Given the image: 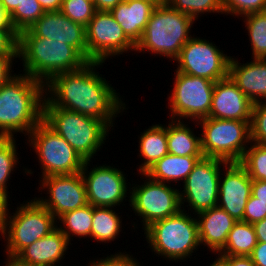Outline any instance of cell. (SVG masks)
<instances>
[{"label":"cell","instance_id":"obj_47","mask_svg":"<svg viewBox=\"0 0 266 266\" xmlns=\"http://www.w3.org/2000/svg\"><path fill=\"white\" fill-rule=\"evenodd\" d=\"M43 10L46 11H59L62 7L63 0H37Z\"/></svg>","mask_w":266,"mask_h":266},{"label":"cell","instance_id":"obj_49","mask_svg":"<svg viewBox=\"0 0 266 266\" xmlns=\"http://www.w3.org/2000/svg\"><path fill=\"white\" fill-rule=\"evenodd\" d=\"M21 1L22 0H0V4L4 11L10 15L17 6L20 5Z\"/></svg>","mask_w":266,"mask_h":266},{"label":"cell","instance_id":"obj_29","mask_svg":"<svg viewBox=\"0 0 266 266\" xmlns=\"http://www.w3.org/2000/svg\"><path fill=\"white\" fill-rule=\"evenodd\" d=\"M56 220H59L62 225L57 228L67 237L69 241L73 236L79 238L91 237L92 222H93V206L87 204L84 207L68 211ZM72 234V235H71Z\"/></svg>","mask_w":266,"mask_h":266},{"label":"cell","instance_id":"obj_43","mask_svg":"<svg viewBox=\"0 0 266 266\" xmlns=\"http://www.w3.org/2000/svg\"><path fill=\"white\" fill-rule=\"evenodd\" d=\"M226 266H255L250 256H223Z\"/></svg>","mask_w":266,"mask_h":266},{"label":"cell","instance_id":"obj_53","mask_svg":"<svg viewBox=\"0 0 266 266\" xmlns=\"http://www.w3.org/2000/svg\"><path fill=\"white\" fill-rule=\"evenodd\" d=\"M5 266H20L18 265L16 262H14L13 260H8L6 259L5 261Z\"/></svg>","mask_w":266,"mask_h":266},{"label":"cell","instance_id":"obj_31","mask_svg":"<svg viewBox=\"0 0 266 266\" xmlns=\"http://www.w3.org/2000/svg\"><path fill=\"white\" fill-rule=\"evenodd\" d=\"M45 13L37 0H22L20 5L9 15L13 30L19 35L31 26Z\"/></svg>","mask_w":266,"mask_h":266},{"label":"cell","instance_id":"obj_20","mask_svg":"<svg viewBox=\"0 0 266 266\" xmlns=\"http://www.w3.org/2000/svg\"><path fill=\"white\" fill-rule=\"evenodd\" d=\"M70 244L67 237L56 228L49 235L24 248L13 261L20 266H62L56 264L64 259Z\"/></svg>","mask_w":266,"mask_h":266},{"label":"cell","instance_id":"obj_36","mask_svg":"<svg viewBox=\"0 0 266 266\" xmlns=\"http://www.w3.org/2000/svg\"><path fill=\"white\" fill-rule=\"evenodd\" d=\"M250 139L257 144H266V100L254 103L250 121Z\"/></svg>","mask_w":266,"mask_h":266},{"label":"cell","instance_id":"obj_12","mask_svg":"<svg viewBox=\"0 0 266 266\" xmlns=\"http://www.w3.org/2000/svg\"><path fill=\"white\" fill-rule=\"evenodd\" d=\"M228 163L225 160L210 157H203L198 161L183 182V193L180 190L183 211H185L184 202L188 203V210L191 212L193 210L195 216L201 211L217 206L220 175Z\"/></svg>","mask_w":266,"mask_h":266},{"label":"cell","instance_id":"obj_37","mask_svg":"<svg viewBox=\"0 0 266 266\" xmlns=\"http://www.w3.org/2000/svg\"><path fill=\"white\" fill-rule=\"evenodd\" d=\"M224 14L243 15L266 11V0H222Z\"/></svg>","mask_w":266,"mask_h":266},{"label":"cell","instance_id":"obj_9","mask_svg":"<svg viewBox=\"0 0 266 266\" xmlns=\"http://www.w3.org/2000/svg\"><path fill=\"white\" fill-rule=\"evenodd\" d=\"M28 142L42 165V178L71 175L82 171L85 160L43 119L28 135Z\"/></svg>","mask_w":266,"mask_h":266},{"label":"cell","instance_id":"obj_52","mask_svg":"<svg viewBox=\"0 0 266 266\" xmlns=\"http://www.w3.org/2000/svg\"><path fill=\"white\" fill-rule=\"evenodd\" d=\"M152 2L155 6H161L167 4L168 0H146Z\"/></svg>","mask_w":266,"mask_h":266},{"label":"cell","instance_id":"obj_40","mask_svg":"<svg viewBox=\"0 0 266 266\" xmlns=\"http://www.w3.org/2000/svg\"><path fill=\"white\" fill-rule=\"evenodd\" d=\"M137 259L124 252H117L111 256H107L104 259H95L90 261L89 266H140Z\"/></svg>","mask_w":266,"mask_h":266},{"label":"cell","instance_id":"obj_39","mask_svg":"<svg viewBox=\"0 0 266 266\" xmlns=\"http://www.w3.org/2000/svg\"><path fill=\"white\" fill-rule=\"evenodd\" d=\"M0 56H18V34L13 29H0Z\"/></svg>","mask_w":266,"mask_h":266},{"label":"cell","instance_id":"obj_28","mask_svg":"<svg viewBox=\"0 0 266 266\" xmlns=\"http://www.w3.org/2000/svg\"><path fill=\"white\" fill-rule=\"evenodd\" d=\"M114 209L112 207L93 206L91 239L107 243L118 237L122 228V219Z\"/></svg>","mask_w":266,"mask_h":266},{"label":"cell","instance_id":"obj_19","mask_svg":"<svg viewBox=\"0 0 266 266\" xmlns=\"http://www.w3.org/2000/svg\"><path fill=\"white\" fill-rule=\"evenodd\" d=\"M254 103L227 76L214 84L209 116L216 119L251 121Z\"/></svg>","mask_w":266,"mask_h":266},{"label":"cell","instance_id":"obj_33","mask_svg":"<svg viewBox=\"0 0 266 266\" xmlns=\"http://www.w3.org/2000/svg\"><path fill=\"white\" fill-rule=\"evenodd\" d=\"M239 163L247 170L252 180L266 181V144L251 142Z\"/></svg>","mask_w":266,"mask_h":266},{"label":"cell","instance_id":"obj_50","mask_svg":"<svg viewBox=\"0 0 266 266\" xmlns=\"http://www.w3.org/2000/svg\"><path fill=\"white\" fill-rule=\"evenodd\" d=\"M0 29H13L9 20V15L1 7V4H0Z\"/></svg>","mask_w":266,"mask_h":266},{"label":"cell","instance_id":"obj_46","mask_svg":"<svg viewBox=\"0 0 266 266\" xmlns=\"http://www.w3.org/2000/svg\"><path fill=\"white\" fill-rule=\"evenodd\" d=\"M258 242L266 243V218L253 224Z\"/></svg>","mask_w":266,"mask_h":266},{"label":"cell","instance_id":"obj_41","mask_svg":"<svg viewBox=\"0 0 266 266\" xmlns=\"http://www.w3.org/2000/svg\"><path fill=\"white\" fill-rule=\"evenodd\" d=\"M15 58L18 56H0V87L14 76L11 67Z\"/></svg>","mask_w":266,"mask_h":266},{"label":"cell","instance_id":"obj_26","mask_svg":"<svg viewBox=\"0 0 266 266\" xmlns=\"http://www.w3.org/2000/svg\"><path fill=\"white\" fill-rule=\"evenodd\" d=\"M167 144L169 154L176 156L204 157L200 137L182 120L171 119L167 125Z\"/></svg>","mask_w":266,"mask_h":266},{"label":"cell","instance_id":"obj_1","mask_svg":"<svg viewBox=\"0 0 266 266\" xmlns=\"http://www.w3.org/2000/svg\"><path fill=\"white\" fill-rule=\"evenodd\" d=\"M102 64L103 62H88L81 69L52 76L44 84L46 98L43 106L75 111L113 127L114 119L126 110V104L112 85L96 71Z\"/></svg>","mask_w":266,"mask_h":266},{"label":"cell","instance_id":"obj_38","mask_svg":"<svg viewBox=\"0 0 266 266\" xmlns=\"http://www.w3.org/2000/svg\"><path fill=\"white\" fill-rule=\"evenodd\" d=\"M264 218H266V204L251 194L246 203L243 222L254 224Z\"/></svg>","mask_w":266,"mask_h":266},{"label":"cell","instance_id":"obj_13","mask_svg":"<svg viewBox=\"0 0 266 266\" xmlns=\"http://www.w3.org/2000/svg\"><path fill=\"white\" fill-rule=\"evenodd\" d=\"M85 30L88 62L105 64L110 56L136 49L110 11H96Z\"/></svg>","mask_w":266,"mask_h":266},{"label":"cell","instance_id":"obj_21","mask_svg":"<svg viewBox=\"0 0 266 266\" xmlns=\"http://www.w3.org/2000/svg\"><path fill=\"white\" fill-rule=\"evenodd\" d=\"M196 215L200 245L207 246L210 251L218 254L224 248L228 233L237 221L218 206Z\"/></svg>","mask_w":266,"mask_h":266},{"label":"cell","instance_id":"obj_24","mask_svg":"<svg viewBox=\"0 0 266 266\" xmlns=\"http://www.w3.org/2000/svg\"><path fill=\"white\" fill-rule=\"evenodd\" d=\"M203 157L176 156L166 154L144 174L150 179L162 183L185 181L194 166Z\"/></svg>","mask_w":266,"mask_h":266},{"label":"cell","instance_id":"obj_4","mask_svg":"<svg viewBox=\"0 0 266 266\" xmlns=\"http://www.w3.org/2000/svg\"><path fill=\"white\" fill-rule=\"evenodd\" d=\"M195 20L168 4L156 6L136 44L135 52L151 51L153 55L171 58L174 61L186 42L192 37L190 29Z\"/></svg>","mask_w":266,"mask_h":266},{"label":"cell","instance_id":"obj_11","mask_svg":"<svg viewBox=\"0 0 266 266\" xmlns=\"http://www.w3.org/2000/svg\"><path fill=\"white\" fill-rule=\"evenodd\" d=\"M146 176L143 184H134L129 187L130 206L134 213L142 217L143 230L151 223L171 217L179 213L182 209L180 201V191L167 183L157 182ZM132 189V190H131Z\"/></svg>","mask_w":266,"mask_h":266},{"label":"cell","instance_id":"obj_5","mask_svg":"<svg viewBox=\"0 0 266 266\" xmlns=\"http://www.w3.org/2000/svg\"><path fill=\"white\" fill-rule=\"evenodd\" d=\"M43 120L85 161H92L111 129L102 120L56 106H43Z\"/></svg>","mask_w":266,"mask_h":266},{"label":"cell","instance_id":"obj_3","mask_svg":"<svg viewBox=\"0 0 266 266\" xmlns=\"http://www.w3.org/2000/svg\"><path fill=\"white\" fill-rule=\"evenodd\" d=\"M23 72L44 84L54 75L81 69L88 61L64 42L35 36L29 29L18 35V59Z\"/></svg>","mask_w":266,"mask_h":266},{"label":"cell","instance_id":"obj_23","mask_svg":"<svg viewBox=\"0 0 266 266\" xmlns=\"http://www.w3.org/2000/svg\"><path fill=\"white\" fill-rule=\"evenodd\" d=\"M155 7L152 2L146 0H123L111 9L110 13L126 36L136 45L141 40Z\"/></svg>","mask_w":266,"mask_h":266},{"label":"cell","instance_id":"obj_32","mask_svg":"<svg viewBox=\"0 0 266 266\" xmlns=\"http://www.w3.org/2000/svg\"><path fill=\"white\" fill-rule=\"evenodd\" d=\"M16 149L14 137H0V189L7 195H9L7 189L8 179H11L10 175L13 173L12 171H15L14 168L19 163Z\"/></svg>","mask_w":266,"mask_h":266},{"label":"cell","instance_id":"obj_27","mask_svg":"<svg viewBox=\"0 0 266 266\" xmlns=\"http://www.w3.org/2000/svg\"><path fill=\"white\" fill-rule=\"evenodd\" d=\"M257 243L253 224L237 221L228 233L225 246L218 255L249 256Z\"/></svg>","mask_w":266,"mask_h":266},{"label":"cell","instance_id":"obj_22","mask_svg":"<svg viewBox=\"0 0 266 266\" xmlns=\"http://www.w3.org/2000/svg\"><path fill=\"white\" fill-rule=\"evenodd\" d=\"M229 76L253 103L266 100V59L241 64L231 57Z\"/></svg>","mask_w":266,"mask_h":266},{"label":"cell","instance_id":"obj_17","mask_svg":"<svg viewBox=\"0 0 266 266\" xmlns=\"http://www.w3.org/2000/svg\"><path fill=\"white\" fill-rule=\"evenodd\" d=\"M225 169L223 176L220 175L217 206L235 221H243L246 203L252 194V179L239 162H229Z\"/></svg>","mask_w":266,"mask_h":266},{"label":"cell","instance_id":"obj_34","mask_svg":"<svg viewBox=\"0 0 266 266\" xmlns=\"http://www.w3.org/2000/svg\"><path fill=\"white\" fill-rule=\"evenodd\" d=\"M167 4L194 20L198 19L199 14L204 13H221L224 14L222 8V0H168Z\"/></svg>","mask_w":266,"mask_h":266},{"label":"cell","instance_id":"obj_2","mask_svg":"<svg viewBox=\"0 0 266 266\" xmlns=\"http://www.w3.org/2000/svg\"><path fill=\"white\" fill-rule=\"evenodd\" d=\"M44 83L19 74L0 87V137L29 135L43 119ZM25 132V133H24Z\"/></svg>","mask_w":266,"mask_h":266},{"label":"cell","instance_id":"obj_8","mask_svg":"<svg viewBox=\"0 0 266 266\" xmlns=\"http://www.w3.org/2000/svg\"><path fill=\"white\" fill-rule=\"evenodd\" d=\"M201 125V150L204 157L227 162H240L250 145V121L205 117L196 121ZM247 144V145H246Z\"/></svg>","mask_w":266,"mask_h":266},{"label":"cell","instance_id":"obj_16","mask_svg":"<svg viewBox=\"0 0 266 266\" xmlns=\"http://www.w3.org/2000/svg\"><path fill=\"white\" fill-rule=\"evenodd\" d=\"M39 188L47 189L48 199L35 197L57 219L62 214L88 204L86 185L81 172L43 177Z\"/></svg>","mask_w":266,"mask_h":266},{"label":"cell","instance_id":"obj_45","mask_svg":"<svg viewBox=\"0 0 266 266\" xmlns=\"http://www.w3.org/2000/svg\"><path fill=\"white\" fill-rule=\"evenodd\" d=\"M97 11H110L123 0H92Z\"/></svg>","mask_w":266,"mask_h":266},{"label":"cell","instance_id":"obj_30","mask_svg":"<svg viewBox=\"0 0 266 266\" xmlns=\"http://www.w3.org/2000/svg\"><path fill=\"white\" fill-rule=\"evenodd\" d=\"M253 59H266V11L243 15Z\"/></svg>","mask_w":266,"mask_h":266},{"label":"cell","instance_id":"obj_7","mask_svg":"<svg viewBox=\"0 0 266 266\" xmlns=\"http://www.w3.org/2000/svg\"><path fill=\"white\" fill-rule=\"evenodd\" d=\"M9 210L0 223L1 236L7 241L8 260H13L28 245L57 228L56 218L36 198L20 204L11 215Z\"/></svg>","mask_w":266,"mask_h":266},{"label":"cell","instance_id":"obj_42","mask_svg":"<svg viewBox=\"0 0 266 266\" xmlns=\"http://www.w3.org/2000/svg\"><path fill=\"white\" fill-rule=\"evenodd\" d=\"M249 256L255 266H266V243L258 242Z\"/></svg>","mask_w":266,"mask_h":266},{"label":"cell","instance_id":"obj_35","mask_svg":"<svg viewBox=\"0 0 266 266\" xmlns=\"http://www.w3.org/2000/svg\"><path fill=\"white\" fill-rule=\"evenodd\" d=\"M60 11L73 22L86 27L97 10L92 0H63Z\"/></svg>","mask_w":266,"mask_h":266},{"label":"cell","instance_id":"obj_10","mask_svg":"<svg viewBox=\"0 0 266 266\" xmlns=\"http://www.w3.org/2000/svg\"><path fill=\"white\" fill-rule=\"evenodd\" d=\"M175 81L171 96L169 97L170 119L195 120L209 116L212 104L214 81L209 79L186 75L175 71Z\"/></svg>","mask_w":266,"mask_h":266},{"label":"cell","instance_id":"obj_48","mask_svg":"<svg viewBox=\"0 0 266 266\" xmlns=\"http://www.w3.org/2000/svg\"><path fill=\"white\" fill-rule=\"evenodd\" d=\"M10 198L2 189H0V223L3 221L5 214L7 213L8 201Z\"/></svg>","mask_w":266,"mask_h":266},{"label":"cell","instance_id":"obj_25","mask_svg":"<svg viewBox=\"0 0 266 266\" xmlns=\"http://www.w3.org/2000/svg\"><path fill=\"white\" fill-rule=\"evenodd\" d=\"M139 137V157H143L138 172L144 174L158 160L168 154L167 126L155 124L146 129Z\"/></svg>","mask_w":266,"mask_h":266},{"label":"cell","instance_id":"obj_51","mask_svg":"<svg viewBox=\"0 0 266 266\" xmlns=\"http://www.w3.org/2000/svg\"><path fill=\"white\" fill-rule=\"evenodd\" d=\"M209 266H226L225 260L219 255L218 258L212 264L210 263Z\"/></svg>","mask_w":266,"mask_h":266},{"label":"cell","instance_id":"obj_44","mask_svg":"<svg viewBox=\"0 0 266 266\" xmlns=\"http://www.w3.org/2000/svg\"><path fill=\"white\" fill-rule=\"evenodd\" d=\"M252 195L266 204V181L252 180Z\"/></svg>","mask_w":266,"mask_h":266},{"label":"cell","instance_id":"obj_15","mask_svg":"<svg viewBox=\"0 0 266 266\" xmlns=\"http://www.w3.org/2000/svg\"><path fill=\"white\" fill-rule=\"evenodd\" d=\"M90 162L85 161L81 171L86 185L88 204L112 208L120 205L127 197L128 191V183L122 170L108 165H96L88 171Z\"/></svg>","mask_w":266,"mask_h":266},{"label":"cell","instance_id":"obj_18","mask_svg":"<svg viewBox=\"0 0 266 266\" xmlns=\"http://www.w3.org/2000/svg\"><path fill=\"white\" fill-rule=\"evenodd\" d=\"M35 36L64 42L87 60L86 30L59 11H46L29 29Z\"/></svg>","mask_w":266,"mask_h":266},{"label":"cell","instance_id":"obj_14","mask_svg":"<svg viewBox=\"0 0 266 266\" xmlns=\"http://www.w3.org/2000/svg\"><path fill=\"white\" fill-rule=\"evenodd\" d=\"M231 57L212 42L193 35L175 59L178 63L175 71L216 82L229 76Z\"/></svg>","mask_w":266,"mask_h":266},{"label":"cell","instance_id":"obj_6","mask_svg":"<svg viewBox=\"0 0 266 266\" xmlns=\"http://www.w3.org/2000/svg\"><path fill=\"white\" fill-rule=\"evenodd\" d=\"M181 210L176 215L151 223L144 229L152 252L169 261H181L192 256L200 245L197 217Z\"/></svg>","mask_w":266,"mask_h":266}]
</instances>
